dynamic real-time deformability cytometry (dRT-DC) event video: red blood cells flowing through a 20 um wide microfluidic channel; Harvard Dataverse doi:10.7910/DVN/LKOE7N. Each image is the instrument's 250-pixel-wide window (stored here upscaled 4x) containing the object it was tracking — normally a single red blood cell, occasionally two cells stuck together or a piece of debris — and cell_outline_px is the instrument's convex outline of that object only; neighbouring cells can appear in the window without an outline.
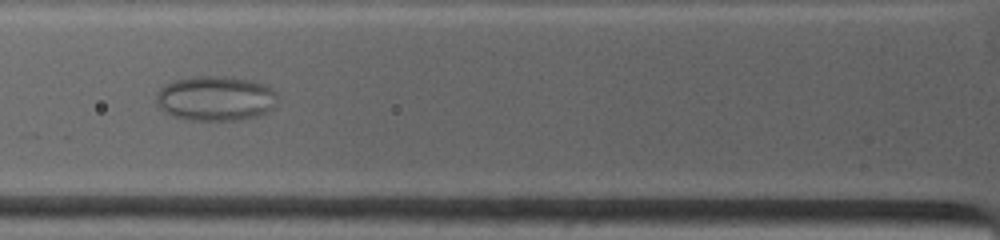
{"species": "common noctule bat (a hibernating species)", "species_latin": "Nyctalus noctula", "temperature_condition": "warm", "stored_images_in_passage": 29, "camera_frame_rate_fps": 4500, "um_per_image_px": 0.085, "animal": {"sex": "female", "body_mass_g": 19.0, "forearm_length_mm": 53.3}, "frame": {"image": 1, "passage_image": 9, "time_ms": 3.111, "image_size_px": [1000, 240], "cell_outline_px": [[276, 104], [268, 112], [260, 116], [236, 120], [188, 120], [172, 116], [164, 112], [156, 104], [156, 92], [164, 84], [172, 80], [192, 76], [220, 76], [252, 80], [264, 84], [272, 88], [276, 92]], "centroid_in_image_um": [18.3, 8.36], "position_along_channel_um": 107.5, "area_um2": 32.19}}